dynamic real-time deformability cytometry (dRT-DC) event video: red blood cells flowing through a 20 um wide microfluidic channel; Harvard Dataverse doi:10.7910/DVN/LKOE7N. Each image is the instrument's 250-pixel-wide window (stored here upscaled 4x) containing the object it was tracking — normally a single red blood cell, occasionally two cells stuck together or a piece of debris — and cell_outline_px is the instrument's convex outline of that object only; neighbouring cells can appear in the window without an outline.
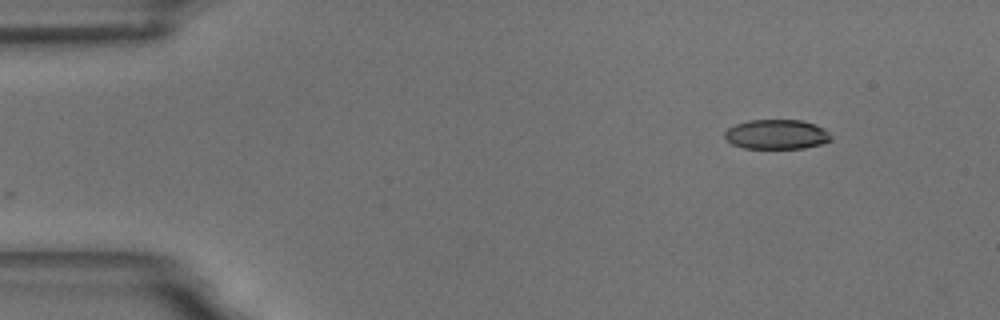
{"species": "common noctule bat (a hibernating species)", "species_latin": "Nyctalus noctula", "temperature_condition": "room temperature", "stored_images_in_passage": 44, "camera_frame_rate_fps": 3000, "um_per_image_px": 0.085, "animal": {"sex": "male", "body_mass_g": 18.8}, "frame": {"image": 1, "passage_image": 1, "time_ms": 0.0, "image_size_px": [1000, 320], "cell_outline_px": [[832, 140], [824, 144], [804, 148], [744, 148], [732, 144], [724, 140], [724, 132], [728, 128], [736, 124], [748, 120], [800, 120], [816, 124], [824, 128], [832, 136]], "centroid_in_image_um": [66.02, 11.42], "position_along_channel_um": 19.0, "area_um2": 18.61}}
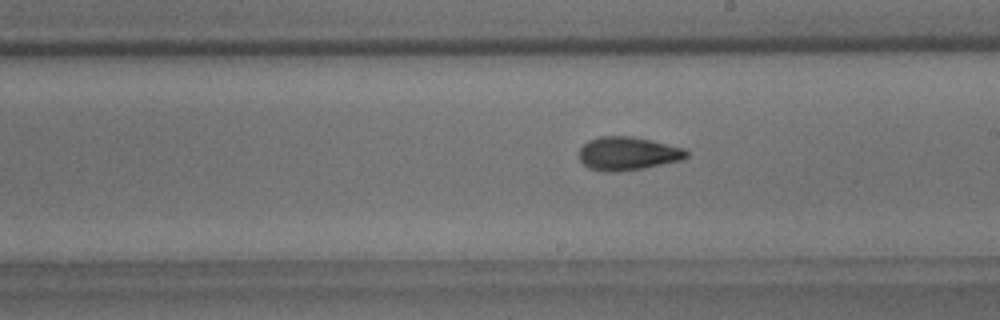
{"frame": {"image": 2, "passage_image": 27, "time_ms": 8.667, "image_size_px": [1000, 320], "cell_outline_px": [[688, 156], [680, 160], [644, 168], [620, 172], [604, 172], [588, 168], [580, 160], [580, 148], [588, 140], [600, 136], [632, 136], [652, 140], [684, 148], [688, 152]], "centroid_in_image_um": [53.35, 13.05], "position_along_channel_um": 235.7, "area_um2": 20.98}}
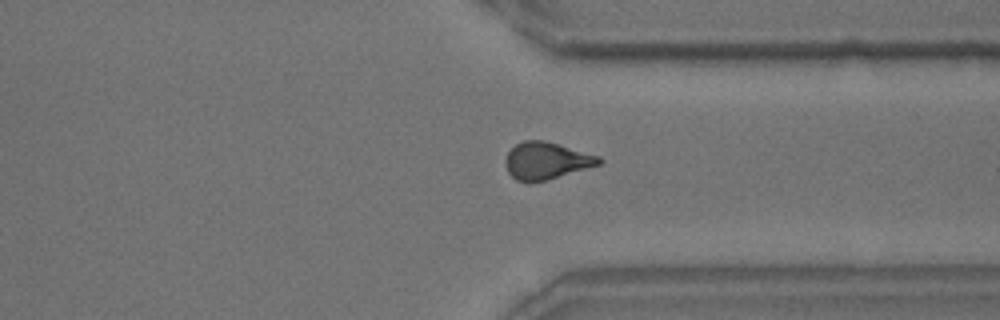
{"frame": {"image": 3, "passage_image": 38, "time_ms": 12.333, "image_size_px": [1000, 320], "cell_outline_px": [[604, 160], [600, 164], [548, 180], [528, 184], [516, 180], [508, 172], [504, 164], [504, 160], [508, 152], [516, 144], [524, 140], [544, 140], [600, 156]], "centroid_in_image_um": [46.41, 13.68], "position_along_channel_um": 365.0, "area_um2": 20.46}, "authors_computed_cell_mechanics": {"area_um2": 20.2589, "velocity_mm_per_s": 3.5318, "shape_relaxation_time_tau1_ms": 4.8124, "shape_relaxation_time_tau2_ms": 2.0739, "deformation_change_tau1": 0.1409, "deformation_change_tau2": 0.0862}}